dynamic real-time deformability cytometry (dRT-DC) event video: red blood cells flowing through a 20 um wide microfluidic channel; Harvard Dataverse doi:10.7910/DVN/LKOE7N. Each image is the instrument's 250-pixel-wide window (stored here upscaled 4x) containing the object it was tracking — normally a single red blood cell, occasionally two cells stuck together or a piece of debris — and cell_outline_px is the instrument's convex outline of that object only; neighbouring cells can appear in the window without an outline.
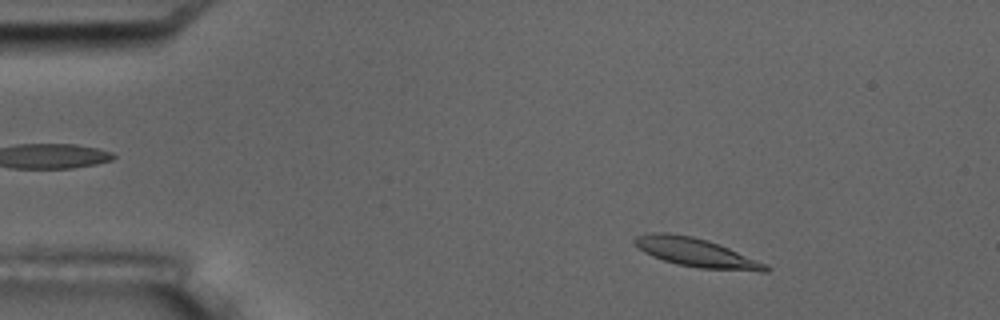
{"species": "common noctule bat (a hibernating species)", "species_latin": "Nyctalus noctula", "temperature_condition": "room temperature", "stored_images_in_passage": 4, "camera_frame_rate_fps": 3000, "um_per_image_px": 0.085, "animal": {"sex": "male", "body_mass_g": 17.5, "forearm_length_mm": 52.3}, "frame": {"image": 1, "passage_image": 1, "time_ms": 0.0, "image_size_px": [1000, 320], "cell_outline_px": [[772, 268], [768, 272], [760, 272], [700, 268], [680, 264], [664, 260], [652, 256], [644, 252], [632, 240], [636, 236], [652, 232], [668, 232], [692, 236], [708, 240], [768, 264]], "centroid_in_image_um": [59.22, 21.47], "position_along_channel_um": 25.8, "area_um2": 21.91}}
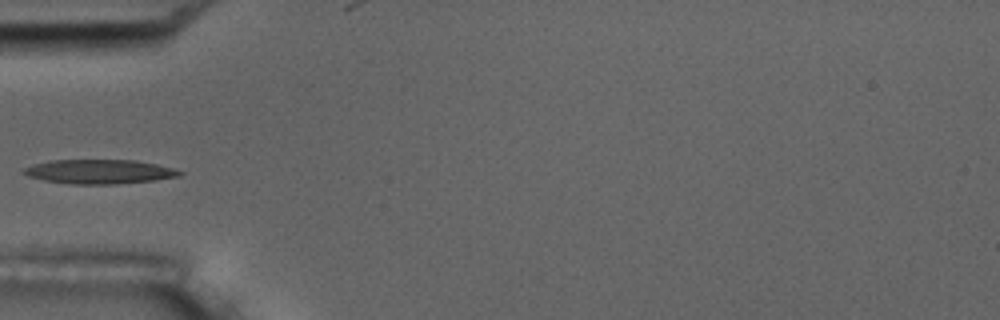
{"frame": {"image": 2, "passage_image": 4, "time_ms": 3.333, "image_size_px": [1000, 320], "cell_outline_px": [[184, 172], [180, 176], [156, 180], [116, 184], [68, 184], [44, 180], [28, 176], [20, 172], [24, 168], [32, 164], [48, 160], [136, 160], [176, 168]], "centroid_in_image_um": [8.44, 14.59], "position_along_channel_um": 76.6, "area_um2": 22.31}}